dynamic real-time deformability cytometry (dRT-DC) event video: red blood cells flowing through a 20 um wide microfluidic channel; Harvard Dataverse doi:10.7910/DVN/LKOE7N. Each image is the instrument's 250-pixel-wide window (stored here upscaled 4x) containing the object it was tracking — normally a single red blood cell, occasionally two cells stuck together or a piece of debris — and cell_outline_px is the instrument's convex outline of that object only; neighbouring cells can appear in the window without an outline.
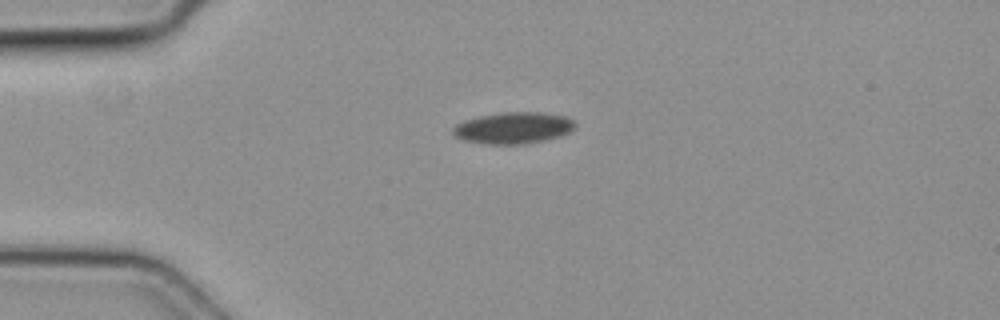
{"species": "common noctule bat (a hibernating species)", "species_latin": "Nyctalus noctula", "temperature_condition": "cold", "stored_images_in_passage": 5, "camera_frame_rate_fps": 3000, "um_per_image_px": 0.085, "animal": {"sex": "female", "body_mass_g": 19.3, "forearm_length_mm": 54.1}, "frame": {"image": 1, "passage_image": 2, "time_ms": 0.333, "image_size_px": [1000, 320], "cell_outline_px": [[576, 128], [572, 132], [560, 136], [544, 140], [524, 144], [488, 144], [464, 140], [456, 136], [452, 132], [452, 128], [456, 124], [464, 120], [480, 116], [504, 112], [544, 112], [568, 116], [576, 124]], "centroid_in_image_um": [43.69, 10.86], "position_along_channel_um": 41.3, "area_um2": 22.6}}
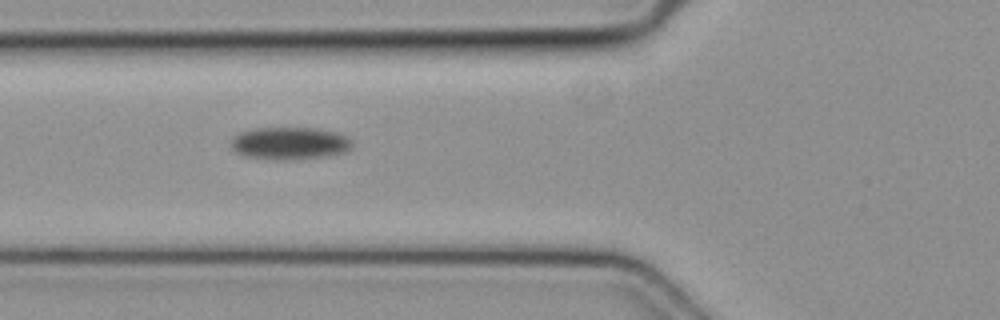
{"frame": {"image": 2, "passage_image": 4, "time_ms": 1.0, "image_size_px": [1000, 320], "cell_outline_px": [[352, 148], [344, 152], [328, 156], [292, 160], [284, 160], [244, 156], [236, 152], [232, 148], [232, 136], [240, 132], [256, 128], [316, 128], [340, 132], [348, 136], [352, 140]], "centroid_in_image_um": [24.67, 12.17], "position_along_channel_um": 101.1, "area_um2": 23.18}}
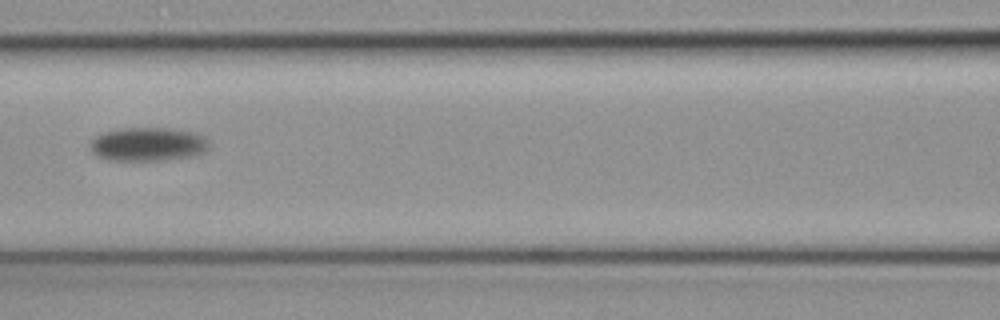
{"frame": {"image": 3, "passage_image": 5, "time_ms": 1.333, "image_size_px": [1000, 320], "cell_outline_px": [[208, 148], [204, 152], [196, 156], [164, 160], [112, 160], [96, 156], [92, 152], [92, 140], [96, 136], [104, 132], [124, 128], [172, 128], [196, 132], [204, 136], [208, 140]], "centroid_in_image_um": [12.64, 12.26], "position_along_channel_um": 154.0, "area_um2": 23.41}}